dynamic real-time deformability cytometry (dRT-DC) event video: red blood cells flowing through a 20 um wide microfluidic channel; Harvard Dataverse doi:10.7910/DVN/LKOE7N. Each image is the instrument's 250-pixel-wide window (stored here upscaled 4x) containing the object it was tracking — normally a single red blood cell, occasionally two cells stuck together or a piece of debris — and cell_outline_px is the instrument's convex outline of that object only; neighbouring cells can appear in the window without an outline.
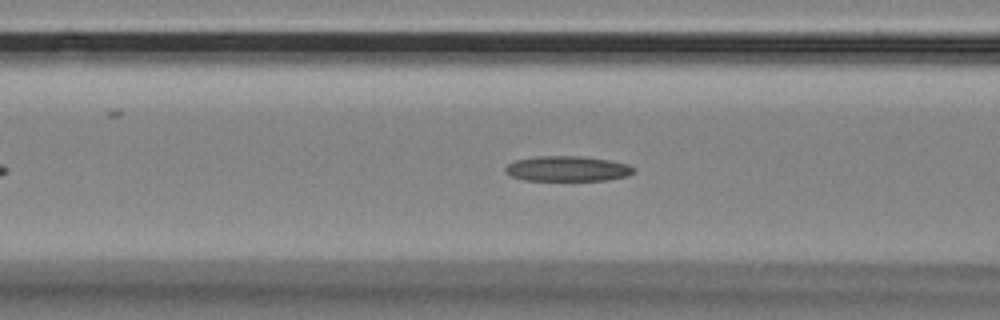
{"species": "Egyptian fruit bat (a non-hibernating species)", "species_latin": "Rousettus aegyptiacus", "temperature_condition": "room temperature", "stored_images_in_passage": 8, "camera_frame_rate_fps": 3000, "um_per_image_px": 0.085, "animal": {"sex": "female"}, "frame": {"image": 1, "passage_image": 8, "time_ms": 2.333, "image_size_px": [1000, 320], "cell_outline_px": [[636, 172], [628, 176], [608, 180], [524, 180], [512, 176], [504, 172], [504, 168], [508, 164], [516, 160], [536, 156], [580, 156], [608, 160], [628, 164], [636, 168]], "centroid_in_image_um": [48.26, 14.34], "position_along_channel_um": 118.3, "area_um2": 18.96}}